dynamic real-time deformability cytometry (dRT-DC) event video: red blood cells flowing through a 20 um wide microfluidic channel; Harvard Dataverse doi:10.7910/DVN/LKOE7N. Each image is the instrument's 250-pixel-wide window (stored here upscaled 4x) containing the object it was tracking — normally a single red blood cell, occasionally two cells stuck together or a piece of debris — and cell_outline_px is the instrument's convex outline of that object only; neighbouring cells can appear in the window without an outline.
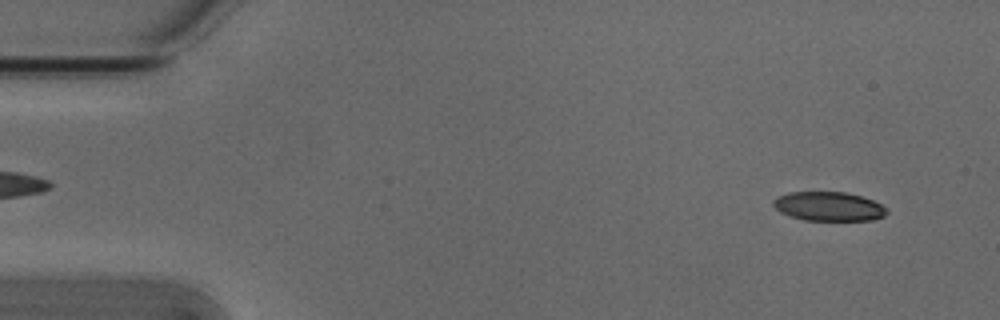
{"species": "Egyptian fruit bat (a non-hibernating species)", "species_latin": "Rousettus aegyptiacus", "temperature_condition": "cold", "stored_images_in_passage": 52, "camera_frame_rate_fps": 3000, "um_per_image_px": 0.085, "animal": {"sex": "male"}, "frame": {"image": 1, "passage_image": 3, "time_ms": 0.667, "image_size_px": [1000, 320], "cell_outline_px": [[888, 212], [884, 216], [872, 220], [804, 220], [780, 212], [772, 204], [772, 200], [776, 196], [788, 192], [844, 192], [860, 196], [872, 200], [888, 208]], "centroid_in_image_um": [70.42, 17.54], "position_along_channel_um": 14.6, "area_um2": 19.25}}
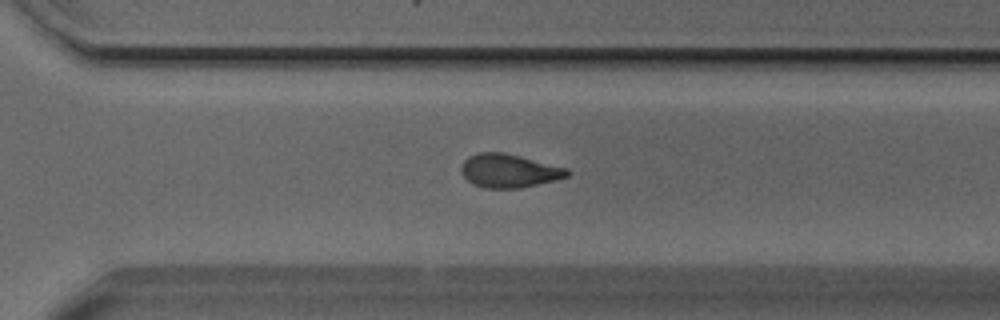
{"frame": {"image": 2, "passage_image": 36, "time_ms": 11.667, "image_size_px": [1000, 320], "cell_outline_px": [[572, 172], [568, 176], [556, 180], [520, 188], [484, 188], [472, 184], [460, 172], [460, 168], [464, 160], [468, 156], [476, 152], [504, 152], [568, 168]], "centroid_in_image_um": [43.26, 14.51], "position_along_channel_um": 327.3, "area_um2": 20.92}}
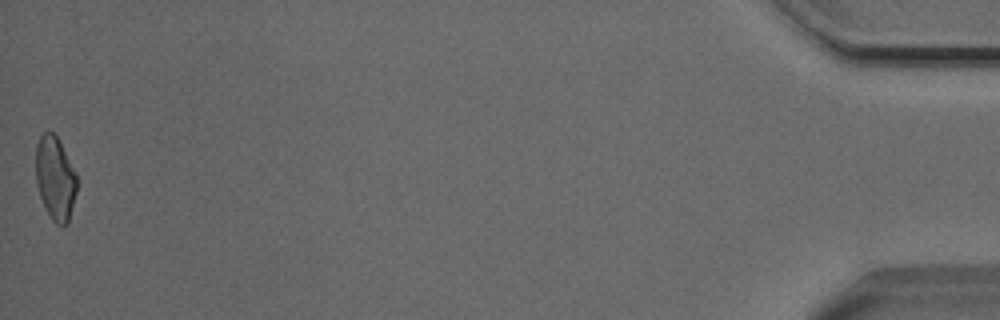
{"frame": {"image": 3, "passage_image": 52, "time_ms": 17.0, "image_size_px": [1000, 320], "cell_outline_px": [[76, 192], [68, 220], [60, 228], [52, 220], [44, 208], [36, 184], [36, 144], [40, 136], [44, 132], [52, 132], [60, 140], [76, 172]], "centroid_in_image_um": [4.68, 15.14], "position_along_channel_um": 430.5, "area_um2": 20.06}, "authors_computed_cell_mechanics": {"area_um2": 20.9814, "velocity_mm_per_s": 3.8485, "shape_relaxation_time_tau1_ms": 5.2987, "shape_relaxation_time_tau2_ms": 3.4561, "deformation_change_tau1": 0.1494, "deformation_change_tau2": 0.1015}}